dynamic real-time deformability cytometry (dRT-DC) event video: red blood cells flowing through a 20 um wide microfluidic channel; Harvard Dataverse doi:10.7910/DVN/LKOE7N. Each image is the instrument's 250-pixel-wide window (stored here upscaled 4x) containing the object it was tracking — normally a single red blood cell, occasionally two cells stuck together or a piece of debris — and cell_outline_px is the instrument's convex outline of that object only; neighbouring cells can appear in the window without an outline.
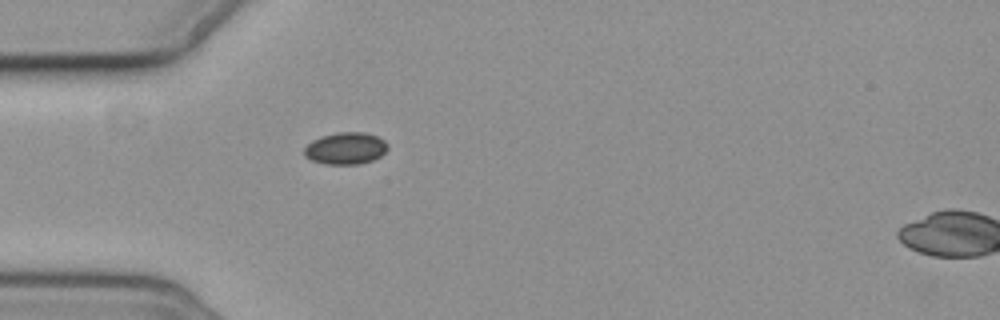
{"species": "common noctule bat (a hibernating species)", "species_latin": "Nyctalus noctula", "temperature_condition": "cold", "stored_images_in_passage": 4, "camera_frame_rate_fps": 3000, "um_per_image_px": 0.085, "animal": {"sex": "female", "body_mass_g": 19.3, "forearm_length_mm": 54.1}, "frame": {"image": 1, "passage_image": 4, "time_ms": 4.667, "image_size_px": [1000, 320], "cell_outline_px": [[388, 148], [380, 156], [372, 160], [360, 164], [324, 164], [312, 160], [304, 156], [304, 148], [312, 140], [320, 136], [336, 132], [364, 132], [376, 136], [384, 140], [388, 144]], "centroid_in_image_um": [29.36, 12.6], "position_along_channel_um": 55.6, "area_um2": 15.61}}